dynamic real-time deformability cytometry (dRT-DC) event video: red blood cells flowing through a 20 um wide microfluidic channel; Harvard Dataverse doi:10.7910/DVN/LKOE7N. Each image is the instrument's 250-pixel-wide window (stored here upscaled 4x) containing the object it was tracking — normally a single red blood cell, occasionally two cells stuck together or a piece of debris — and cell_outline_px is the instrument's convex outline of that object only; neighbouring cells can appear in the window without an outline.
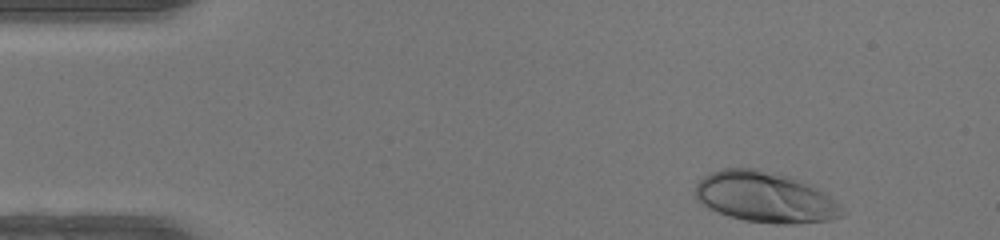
{"species": "human", "species_latin": "Homo sapiens", "temperature_condition": "warm", "stored_images_in_passage": 44, "camera_frame_rate_fps": 3000, "um_per_image_px": 0.085, "donor": {"sex": "female"}, "frame": {"image": 1, "passage_image": 1, "time_ms": 0.0, "image_size_px": [1000, 240], "cell_outline_px": [[848, 212], [840, 216], [828, 220], [796, 224], [776, 224], [744, 220], [728, 216], [700, 204], [696, 200], [696, 184], [704, 176], [712, 172], [724, 168], [756, 168], [788, 176], [808, 184], [816, 188], [840, 204]], "centroid_in_image_um": [65.03, 16.77], "position_along_channel_um": 20.0, "area_um2": 43.23}}
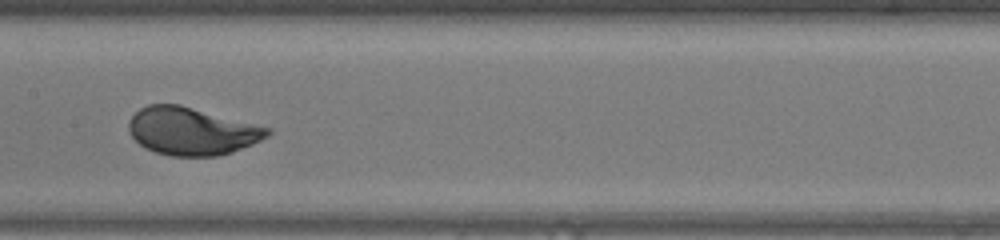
{"frame": {"image": 2, "passage_image": 20, "time_ms": 6.333, "image_size_px": [1000, 240], "cell_outline_px": [[272, 132], [268, 136], [252, 144], [232, 152], [220, 156], [172, 156], [156, 152], [144, 148], [132, 136], [128, 128], [128, 120], [140, 108], [148, 104], [180, 104], [272, 128]], "centroid_in_image_um": [16.3, 11.14], "position_along_channel_um": 191.1, "area_um2": 38.67}}
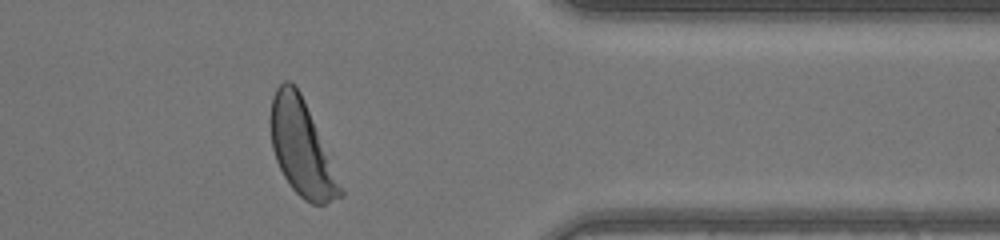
{"frame": {"image": 3, "passage_image": 35, "time_ms": 11.333, "image_size_px": [1000, 240], "cell_outline_px": [[344, 196], [324, 204], [312, 204], [304, 200], [292, 188], [284, 176], [276, 160], [272, 148], [272, 96], [276, 88], [284, 80], [288, 80], [300, 92], [304, 100], [344, 192]], "centroid_in_image_um": [25.64, 12.61], "position_along_channel_um": 385.8, "area_um2": 37.51}, "authors_computed_cell_mechanics": {"area_um2": 38.6682, "velocity_mm_per_s": 4.2192, "shape_relaxation_time_tau1_ms": 2.4578, "shape_relaxation_time_tau2_ms": null, "deformation_change_tau1": 0.1704, "deformation_change_tau2": null}}